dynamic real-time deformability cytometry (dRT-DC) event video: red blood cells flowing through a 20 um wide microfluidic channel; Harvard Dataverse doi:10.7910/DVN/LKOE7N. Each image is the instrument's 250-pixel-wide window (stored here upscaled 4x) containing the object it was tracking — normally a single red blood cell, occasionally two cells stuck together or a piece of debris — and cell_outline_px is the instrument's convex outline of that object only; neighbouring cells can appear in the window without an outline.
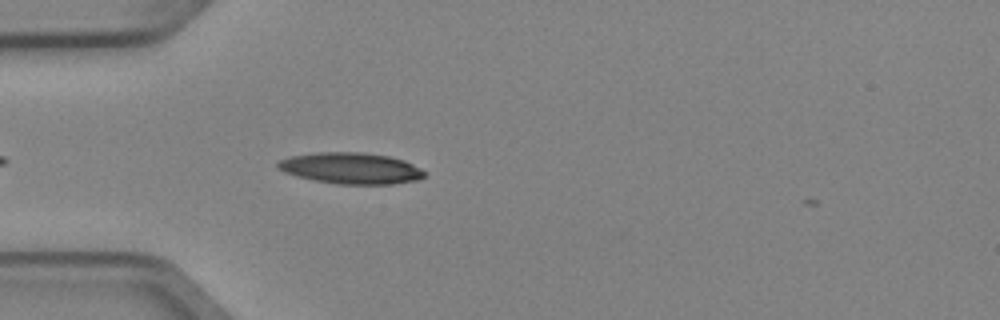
{"species": "Egyptian fruit bat (a non-hibernating species)", "species_latin": "Rousettus aegyptiacus", "temperature_condition": "cold", "stored_images_in_passage": 5, "camera_frame_rate_fps": 3000, "um_per_image_px": 0.085, "animal": {"sex": "female"}, "frame": {"image": 1, "passage_image": 5, "time_ms": 1.333, "image_size_px": [1000, 320], "cell_outline_px": [[424, 176], [416, 180], [392, 184], [340, 184], [316, 180], [284, 172], [276, 168], [276, 164], [280, 160], [292, 156], [316, 152], [360, 152], [388, 156], [404, 160], [420, 168], [424, 172]], "centroid_in_image_um": [29.82, 14.29], "position_along_channel_um": 55.2, "area_um2": 26.36}}